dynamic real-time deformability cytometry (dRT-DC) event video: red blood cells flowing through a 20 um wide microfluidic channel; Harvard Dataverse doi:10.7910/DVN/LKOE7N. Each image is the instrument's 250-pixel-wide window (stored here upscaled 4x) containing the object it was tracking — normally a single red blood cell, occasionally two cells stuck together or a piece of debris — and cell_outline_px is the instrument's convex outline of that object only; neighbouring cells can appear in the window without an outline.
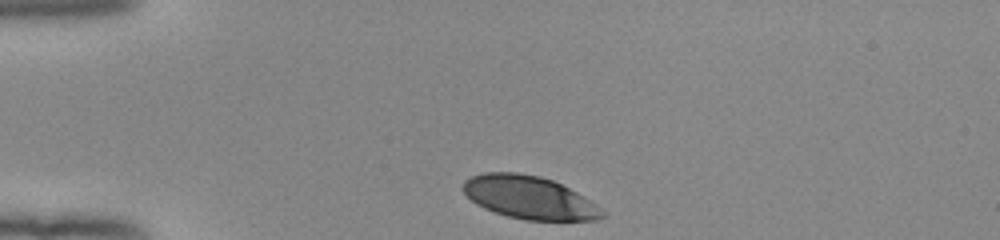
{"species": "human", "species_latin": "Homo sapiens", "temperature_condition": "room temperature", "stored_images_in_passage": 32, "camera_frame_rate_fps": 3000, "um_per_image_px": 0.085, "donor": {"sex": "female"}, "frame": {"image": 1, "passage_image": 1, "time_ms": 0.0, "image_size_px": [1000, 240], "cell_outline_px": [[604, 216], [596, 220], [524, 220], [508, 216], [484, 208], [476, 204], [464, 192], [464, 180], [472, 176], [484, 172], [520, 172], [540, 176], [552, 180], [584, 196], [596, 204], [604, 212]], "centroid_in_image_um": [44.99, 16.78], "position_along_channel_um": 40.0, "area_um2": 34.56}}
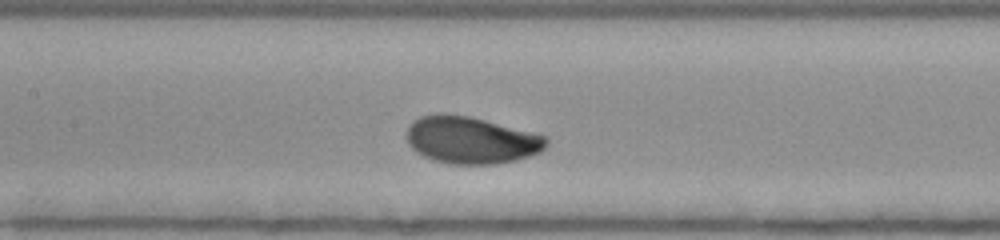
{"frame": {"image": 2, "passage_image": 14, "time_ms": 4.333, "image_size_px": [1000, 240], "cell_outline_px": [[548, 144], [540, 152], [516, 160], [496, 164], [452, 164], [436, 160], [424, 156], [416, 152], [408, 144], [408, 128], [420, 116], [436, 112], [444, 112], [468, 116], [548, 136]], "centroid_in_image_um": [40.05, 11.9], "position_along_channel_um": 167.3, "area_um2": 38.21}}
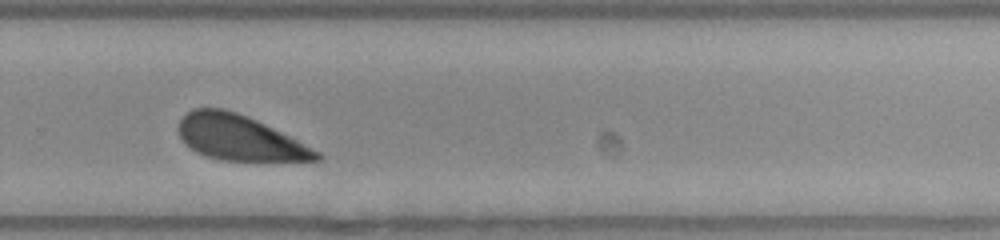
{"frame": {"image": 3, "passage_image": 25, "time_ms": 8.0, "image_size_px": [1000, 240], "cell_outline_px": [[324, 156], [320, 160], [220, 160], [204, 156], [196, 152], [184, 144], [180, 136], [180, 120], [192, 108], [224, 108], [236, 112], [256, 120], [320, 152]], "centroid_in_image_um": [20.31, 11.71], "position_along_channel_um": 309.5, "area_um2": 35.72}, "authors_computed_cell_mechanics": {"area_um2": 37.859, "velocity_mm_per_s": 3.8784, "shape_relaxation_time_tau1_ms": 2.6884, "shape_relaxation_time_tau2_ms": null, "deformation_change_tau1": 0.1405, "deformation_change_tau2": null}}